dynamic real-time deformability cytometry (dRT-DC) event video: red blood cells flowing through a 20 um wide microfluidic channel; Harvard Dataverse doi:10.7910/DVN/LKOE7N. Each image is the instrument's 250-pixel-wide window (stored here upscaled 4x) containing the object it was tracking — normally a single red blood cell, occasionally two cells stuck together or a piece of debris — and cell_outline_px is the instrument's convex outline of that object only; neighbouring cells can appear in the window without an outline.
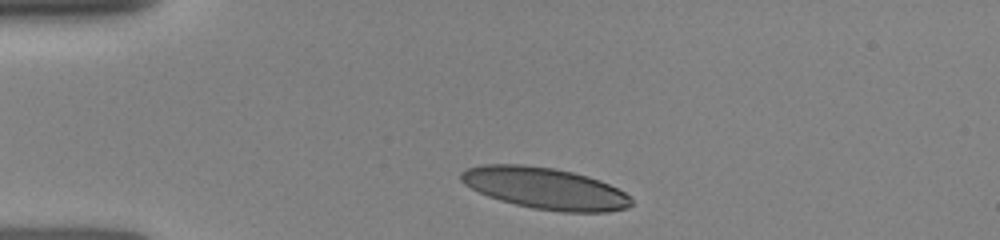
{"species": "human", "species_latin": "Homo sapiens", "temperature_condition": "room temperature", "stored_images_in_passage": 19, "camera_frame_rate_fps": 3000, "um_per_image_px": 0.085, "donor": {"sex": "female"}, "frame": {"image": 1, "passage_image": 1, "time_ms": 0.0, "image_size_px": [1000, 240], "cell_outline_px": [[632, 204], [628, 208], [608, 212], [560, 212], [532, 208], [500, 200], [488, 196], [464, 184], [460, 180], [460, 172], [468, 168], [484, 164], [524, 164], [552, 168], [572, 172], [588, 176], [600, 180], [624, 192], [632, 200]], "centroid_in_image_um": [46.33, 16.01], "position_along_channel_um": 38.7, "area_um2": 41.15}}
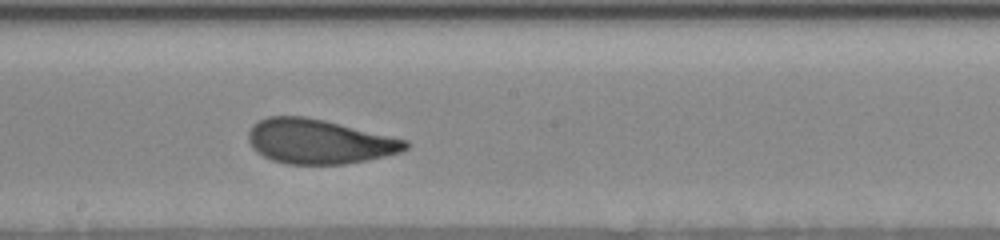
{"frame": {"image": 2, "passage_image": 11, "time_ms": 5.333, "image_size_px": [1000, 240], "cell_outline_px": [[408, 148], [400, 152], [368, 160], [344, 164], [288, 164], [272, 160], [256, 152], [252, 148], [248, 140], [248, 132], [252, 124], [268, 116], [304, 116], [324, 120], [408, 140]], "centroid_in_image_um": [27.09, 12.03], "position_along_channel_um": 221.1, "area_um2": 40.75}}
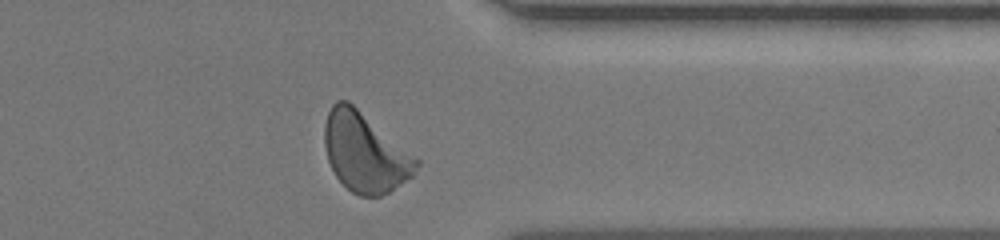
{"frame": {"image": 3, "passage_image": 19, "time_ms": 9.333, "image_size_px": [1000, 240], "cell_outline_px": [[420, 164], [412, 176], [388, 192], [380, 196], [360, 196], [352, 192], [336, 176], [328, 160], [324, 144], [324, 124], [328, 112], [332, 104], [336, 100], [348, 100], [416, 156], [420, 160]], "centroid_in_image_um": [31.02, 12.93], "position_along_channel_um": 380.4, "area_um2": 42.25}}